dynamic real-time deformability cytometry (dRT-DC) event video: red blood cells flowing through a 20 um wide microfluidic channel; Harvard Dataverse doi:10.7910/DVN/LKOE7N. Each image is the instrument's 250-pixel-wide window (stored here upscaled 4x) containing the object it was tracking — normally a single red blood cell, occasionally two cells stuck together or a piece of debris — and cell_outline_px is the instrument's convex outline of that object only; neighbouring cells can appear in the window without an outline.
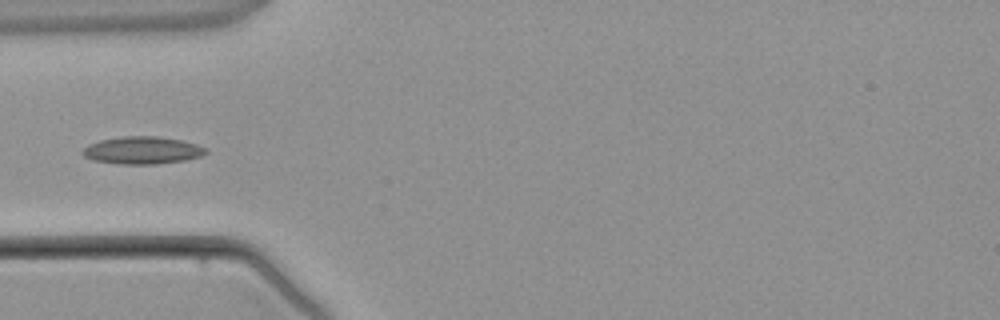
{"species": "common noctule bat (a hibernating species)", "species_latin": "Nyctalus noctula", "temperature_condition": "warm", "stored_images_in_passage": 3, "camera_frame_rate_fps": 3000, "um_per_image_px": 0.085, "animal": {"sex": "male", "body_mass_g": 21.5, "forearm_length_mm": 52.0}, "frame": {"image": 1, "passage_image": 3, "time_ms": 2.333, "image_size_px": [1000, 320], "cell_outline_px": [[208, 152], [200, 156], [184, 160], [156, 164], [120, 164], [92, 160], [84, 156], [80, 152], [88, 144], [100, 140], [124, 136], [156, 136], [184, 140], [208, 148]], "centroid_in_image_um": [12.1, 12.77], "position_along_channel_um": 72.9, "area_um2": 19.83}}